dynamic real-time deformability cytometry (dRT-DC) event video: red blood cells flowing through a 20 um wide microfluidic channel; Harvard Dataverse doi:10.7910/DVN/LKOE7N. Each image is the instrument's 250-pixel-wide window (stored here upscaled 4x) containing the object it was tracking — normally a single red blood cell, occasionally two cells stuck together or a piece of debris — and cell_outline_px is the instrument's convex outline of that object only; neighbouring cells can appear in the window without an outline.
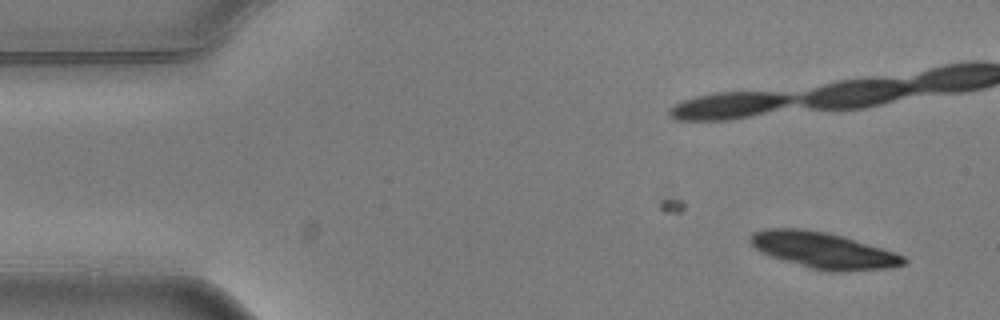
{"species": "common noctule bat (a hibernating species)", "species_latin": "Nyctalus noctula", "temperature_condition": "warm", "stored_images_in_passage": 9, "camera_frame_rate_fps": 3000, "um_per_image_px": 0.085, "animal": {"sex": "male", "body_mass_g": 20.5, "forearm_length_mm": 52.5}, "frame": {"image": 1, "passage_image": 3, "time_ms": 0.667, "image_size_px": [1000, 320], "cell_outline_px": [[908, 260], [904, 264], [892, 268], [832, 272], [812, 268], [772, 256], [760, 252], [752, 244], [752, 232], [764, 228], [804, 228], [844, 236], [904, 256]], "centroid_in_image_um": [70.0, 21.27], "position_along_channel_um": 15.0, "area_um2": 31.79}}